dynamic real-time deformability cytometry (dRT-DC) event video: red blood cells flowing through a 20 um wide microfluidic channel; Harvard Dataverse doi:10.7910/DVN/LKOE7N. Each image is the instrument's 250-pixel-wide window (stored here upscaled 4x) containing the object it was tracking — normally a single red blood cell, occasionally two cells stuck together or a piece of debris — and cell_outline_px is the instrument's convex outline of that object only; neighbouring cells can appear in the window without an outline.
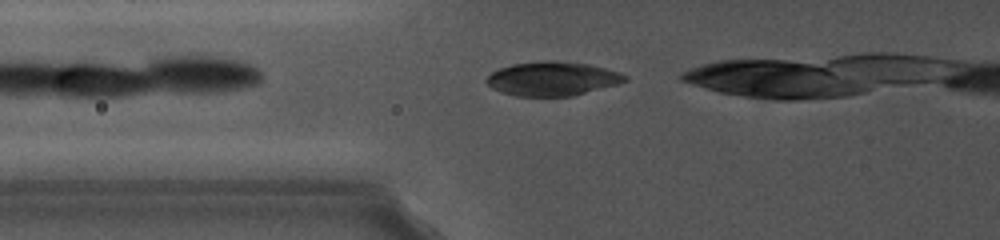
{"species": "common noctule bat (a hibernating species)", "species_latin": "Nyctalus noctula", "temperature_condition": "cold", "stored_images_in_passage": 8, "camera_frame_rate_fps": 5000, "um_per_image_px": 0.085, "animal": {"sex": "female", "body_mass_g": 19.0, "forearm_length_mm": 56.7}, "frame": {"image": 1, "passage_image": 3, "time_ms": 0.6, "image_size_px": [1000, 240], "cell_outline_px": [[628, 80], [616, 84], [572, 96], [516, 96], [504, 92], [488, 84], [484, 80], [492, 72], [500, 68], [512, 64], [544, 60], [556, 60], [588, 64], [620, 72], [628, 76]], "centroid_in_image_um": [46.97, 6.67], "position_along_channel_um": 78.8, "area_um2": 27.22}}